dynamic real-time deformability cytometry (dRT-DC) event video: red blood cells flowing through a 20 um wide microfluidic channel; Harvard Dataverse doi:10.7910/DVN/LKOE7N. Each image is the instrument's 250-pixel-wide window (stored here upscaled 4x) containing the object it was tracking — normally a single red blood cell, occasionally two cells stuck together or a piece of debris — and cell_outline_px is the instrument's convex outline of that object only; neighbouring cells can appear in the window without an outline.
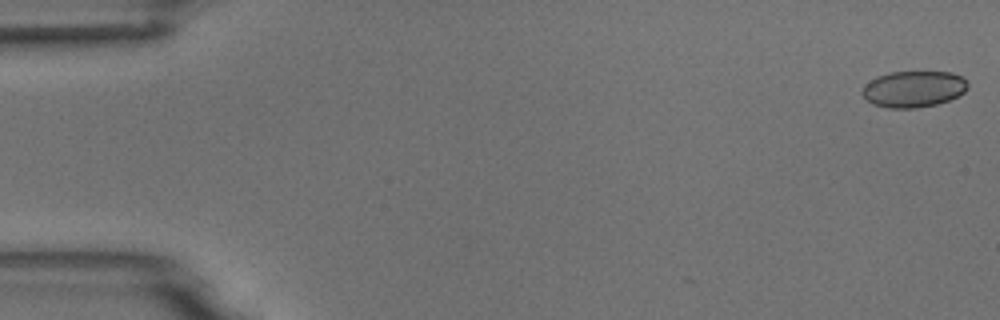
{"species": "common noctule bat (a hibernating species)", "species_latin": "Nyctalus noctula", "temperature_condition": "room temperature", "stored_images_in_passage": 9, "camera_frame_rate_fps": 3000, "um_per_image_px": 0.085, "animal": {"sex": "male", "body_mass_g": 18.8}, "frame": {"image": 1, "passage_image": 1, "time_ms": 0.0, "image_size_px": [1000, 320], "cell_outline_px": [[968, 88], [964, 92], [948, 100], [936, 104], [916, 108], [888, 108], [872, 104], [860, 92], [864, 84], [876, 76], [892, 72], [952, 72], [964, 76], [968, 84]], "centroid_in_image_um": [77.64, 7.56], "position_along_channel_um": 7.4, "area_um2": 22.48}}
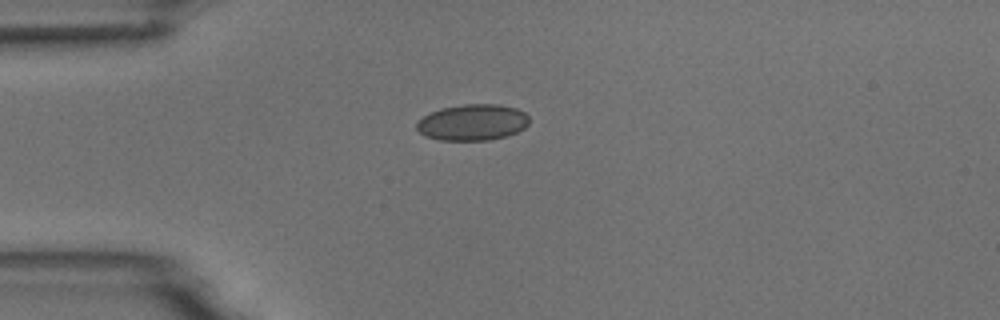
{"frame": {"image": 2, "passage_image": 4, "time_ms": 4.333, "image_size_px": [1000, 320], "cell_outline_px": [[528, 124], [524, 128], [516, 132], [504, 136], [488, 140], [440, 140], [424, 136], [416, 128], [416, 124], [424, 116], [440, 108], [464, 104], [496, 104], [516, 108], [524, 112], [528, 116]], "centroid_in_image_um": [40.16, 10.4], "position_along_channel_um": 44.8, "area_um2": 23.58}}